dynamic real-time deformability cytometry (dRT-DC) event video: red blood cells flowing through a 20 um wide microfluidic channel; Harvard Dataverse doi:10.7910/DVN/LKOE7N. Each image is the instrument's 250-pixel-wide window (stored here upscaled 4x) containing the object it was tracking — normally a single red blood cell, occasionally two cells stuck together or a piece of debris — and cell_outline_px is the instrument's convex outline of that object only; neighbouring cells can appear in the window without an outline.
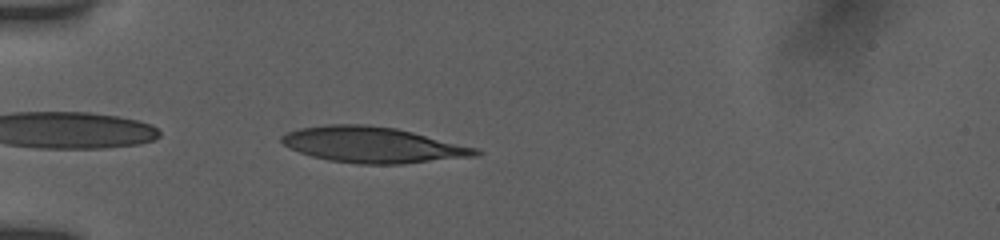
{"species": "human", "species_latin": "Homo sapiens", "temperature_condition": "room temperature", "stored_images_in_passage": 46, "camera_frame_rate_fps": 3000, "um_per_image_px": 0.085, "donor": {"sex": "female"}, "frame": {"image": 1, "passage_image": 3, "time_ms": 0.333, "image_size_px": [1000, 240], "cell_outline_px": [[484, 152], [476, 156], [400, 164], [356, 164], [328, 160], [312, 156], [288, 148], [280, 140], [280, 136], [288, 132], [300, 128], [324, 124], [368, 124], [396, 128], [480, 148]], "centroid_in_image_um": [31.7, 12.3], "position_along_channel_um": 53.3, "area_um2": 40.75}}
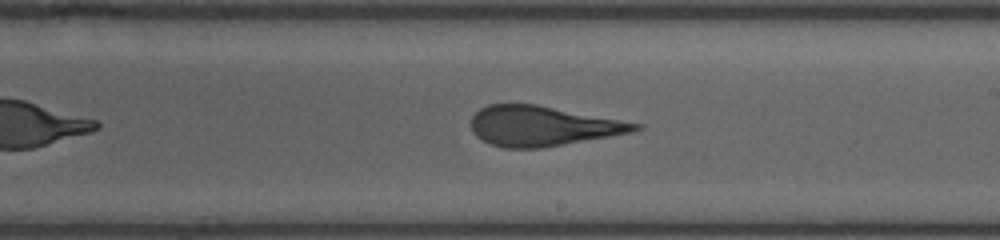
{"frame": {"image": 2, "passage_image": 22, "time_ms": 5.667, "image_size_px": [1000, 240], "cell_outline_px": [[644, 128], [632, 132], [544, 148], [504, 148], [492, 144], [476, 136], [472, 132], [472, 116], [480, 108], [488, 104], [536, 104], [644, 124]], "centroid_in_image_um": [46.14, 10.71], "position_along_channel_um": 242.9, "area_um2": 38.15}}
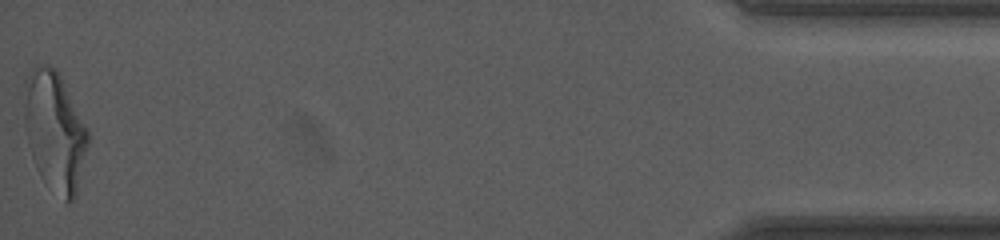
{"frame": {"image": 3, "passage_image": 46, "time_ms": 12.667, "image_size_px": [1000, 240], "cell_outline_px": [[88, 144], [76, 196], [68, 204], [40, 176], [36, 168], [28, 144], [24, 124], [24, 84], [32, 68], [36, 64], [48, 64], [56, 68], [60, 72], [88, 128]], "centroid_in_image_um": [4.65, 11.08], "position_along_channel_um": 430.5, "area_um2": 44.68}, "authors_computed_cell_mechanics": {"area_um2": 39.4774, "velocity_mm_per_s": 3.8797, "shape_relaxation_time_tau1_ms": 5.9083, "shape_relaxation_time_tau2_ms": 1.3098, "deformation_change_tau1": 0.2093, "deformation_change_tau2": 0.1131}}